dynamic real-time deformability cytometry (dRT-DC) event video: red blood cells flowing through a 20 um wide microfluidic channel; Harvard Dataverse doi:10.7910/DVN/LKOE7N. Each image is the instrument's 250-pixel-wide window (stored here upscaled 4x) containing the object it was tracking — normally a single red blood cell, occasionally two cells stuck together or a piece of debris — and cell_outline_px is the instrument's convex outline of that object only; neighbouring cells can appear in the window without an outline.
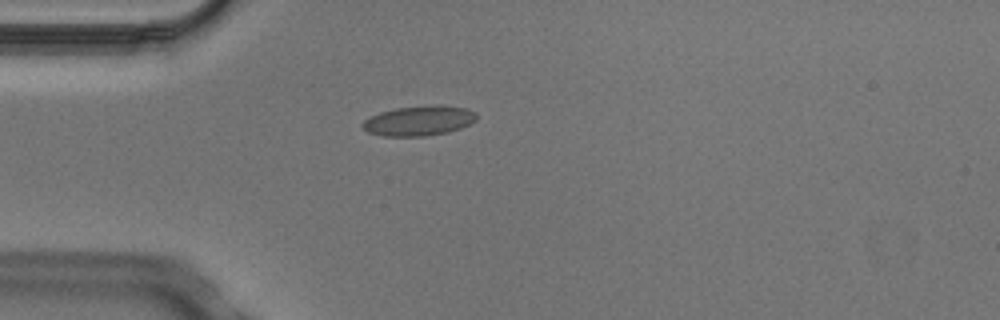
{"species": "Egyptian fruit bat (a non-hibernating species)", "species_latin": "Rousettus aegyptiacus", "temperature_condition": "cold", "stored_images_in_passage": 2, "camera_frame_rate_fps": 3000, "um_per_image_px": 0.085, "animal": {"sex": "male"}, "frame": {"image": 1, "passage_image": 2, "time_ms": 0.333, "image_size_px": [1000, 320], "cell_outline_px": [[476, 120], [460, 128], [448, 132], [424, 136], [384, 136], [368, 132], [360, 124], [364, 120], [380, 112], [396, 108], [468, 108], [476, 112]], "centroid_in_image_um": [35.56, 10.32], "position_along_channel_um": 49.4, "area_um2": 18.84}}